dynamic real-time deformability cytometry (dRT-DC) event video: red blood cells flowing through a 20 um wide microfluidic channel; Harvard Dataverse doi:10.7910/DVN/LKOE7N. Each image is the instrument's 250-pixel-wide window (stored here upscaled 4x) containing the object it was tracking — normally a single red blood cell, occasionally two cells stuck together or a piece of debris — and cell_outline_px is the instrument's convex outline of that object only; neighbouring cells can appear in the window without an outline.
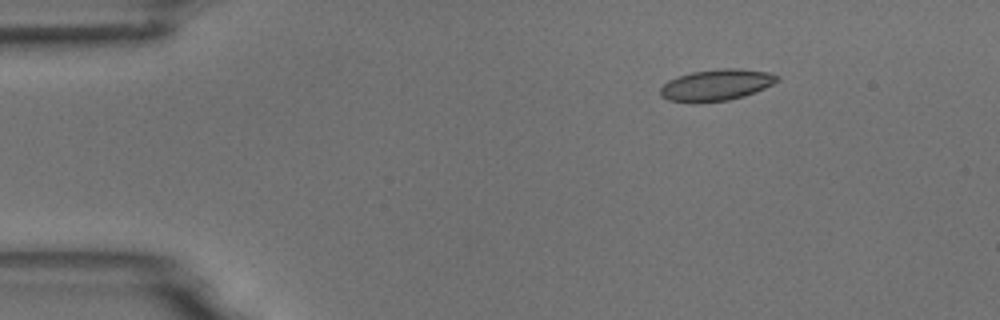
{"species": "common noctule bat (a hibernating species)", "species_latin": "Nyctalus noctula", "temperature_condition": "room temperature", "stored_images_in_passage": 5, "camera_frame_rate_fps": 3000, "um_per_image_px": 0.085, "animal": {"sex": "male", "body_mass_g": 18.8}, "frame": {"image": 1, "passage_image": 3, "time_ms": 2.333, "image_size_px": [1000, 320], "cell_outline_px": [[780, 80], [764, 88], [744, 96], [728, 100], [692, 104], [668, 100], [660, 96], [660, 88], [668, 80], [692, 72], [720, 68], [736, 68], [768, 72], [780, 76]], "centroid_in_image_um": [60.87, 7.24], "position_along_channel_um": 24.1, "area_um2": 21.56}}